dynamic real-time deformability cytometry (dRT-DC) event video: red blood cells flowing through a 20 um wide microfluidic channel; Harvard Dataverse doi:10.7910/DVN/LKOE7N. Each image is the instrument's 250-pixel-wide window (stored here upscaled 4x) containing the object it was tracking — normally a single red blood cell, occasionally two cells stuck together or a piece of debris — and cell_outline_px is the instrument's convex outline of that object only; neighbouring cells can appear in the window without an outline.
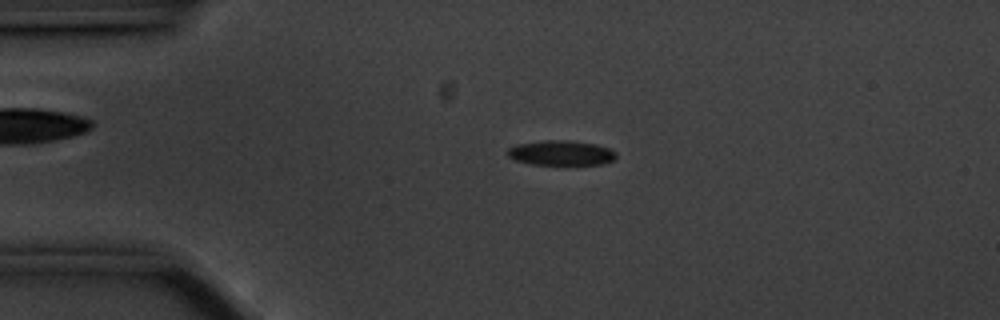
{"species": "common noctule bat (a hibernating species)", "species_latin": "Nyctalus noctula", "temperature_condition": "cold", "stored_images_in_passage": 53, "camera_frame_rate_fps": 3000, "um_per_image_px": 0.085, "animal": {"sex": "male", "body_mass_g": 20.1, "forearm_length_mm": 53.5}, "frame": {"image": 1, "passage_image": 9, "time_ms": 2.667, "image_size_px": [1000, 320], "cell_outline_px": [[616, 156], [612, 160], [604, 164], [532, 164], [516, 160], [508, 156], [508, 148], [516, 144], [544, 140], [572, 140], [596, 144], [608, 148], [616, 152]], "centroid_in_image_um": [47.69, 12.98], "position_along_channel_um": 37.3, "area_um2": 15.66}}
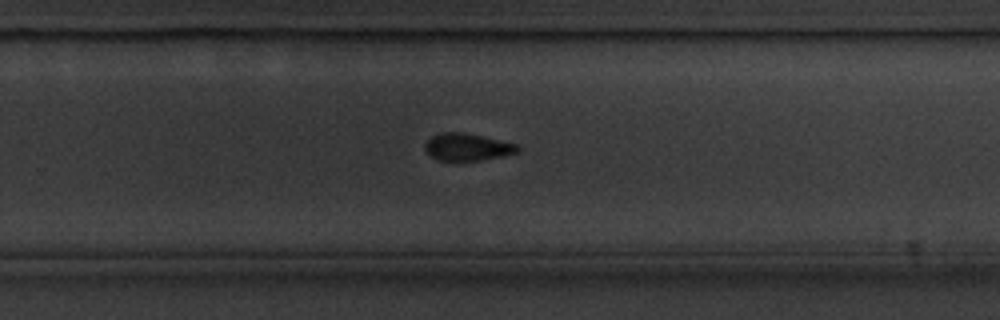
{"frame": {"image": 2, "passage_image": 33, "time_ms": 10.667, "image_size_px": [1000, 320], "cell_outline_px": [[520, 148], [516, 152], [500, 156], [480, 160], [440, 160], [432, 156], [424, 148], [424, 144], [432, 136], [440, 132], [464, 132], [516, 144]], "centroid_in_image_um": [39.68, 12.48], "position_along_channel_um": 290.1, "area_um2": 14.33}}
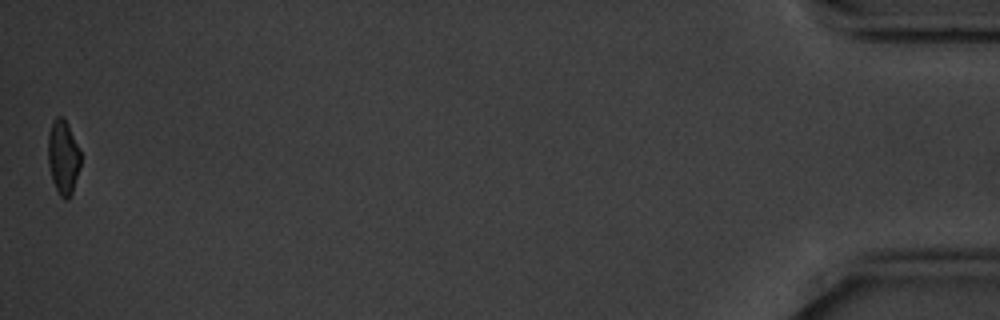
{"frame": {"image": 3, "passage_image": 53, "time_ms": 17.333, "image_size_px": [1000, 320], "cell_outline_px": [[80, 164], [72, 192], [68, 200], [64, 200], [60, 196], [52, 180], [48, 164], [48, 132], [52, 120], [56, 116], [60, 116], [68, 124], [80, 148]], "centroid_in_image_um": [5.35, 13.34], "position_along_channel_um": 429.8, "area_um2": 14.16}, "authors_computed_cell_mechanics": {"area_um2": 15.606, "velocity_mm_per_s": 3.5209, "shape_relaxation_time_tau1_ms": 3.5375, "shape_relaxation_time_tau2_ms": 5.5986, "deformation_change_tau1": 0.1011, "deformation_change_tau2": 0.1032}}